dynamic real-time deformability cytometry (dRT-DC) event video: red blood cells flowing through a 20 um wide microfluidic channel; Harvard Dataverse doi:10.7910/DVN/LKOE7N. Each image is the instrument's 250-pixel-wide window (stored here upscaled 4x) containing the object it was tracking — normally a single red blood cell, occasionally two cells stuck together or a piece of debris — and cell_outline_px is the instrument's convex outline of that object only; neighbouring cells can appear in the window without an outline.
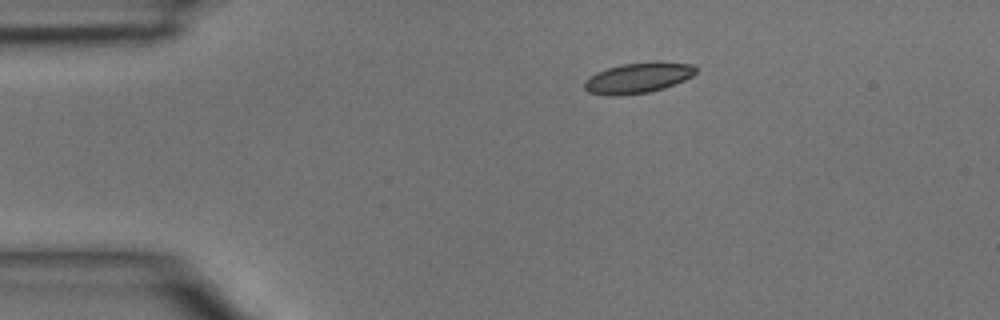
{"species": "common noctule bat (a hibernating species)", "species_latin": "Nyctalus noctula", "temperature_condition": "room temperature", "stored_images_in_passage": 2, "camera_frame_rate_fps": 3000, "um_per_image_px": 0.085, "animal": {"sex": "male", "body_mass_g": 15.6}, "frame": {"image": 1, "passage_image": 1, "time_ms": 0.0, "image_size_px": [1000, 320], "cell_outline_px": [[696, 72], [692, 76], [684, 80], [664, 88], [648, 92], [620, 96], [608, 96], [588, 92], [584, 88], [584, 80], [588, 76], [596, 72], [620, 64], [656, 60], [660, 60], [692, 64], [696, 68]], "centroid_in_image_um": [54.22, 6.6], "position_along_channel_um": 30.8, "area_um2": 20.29}}